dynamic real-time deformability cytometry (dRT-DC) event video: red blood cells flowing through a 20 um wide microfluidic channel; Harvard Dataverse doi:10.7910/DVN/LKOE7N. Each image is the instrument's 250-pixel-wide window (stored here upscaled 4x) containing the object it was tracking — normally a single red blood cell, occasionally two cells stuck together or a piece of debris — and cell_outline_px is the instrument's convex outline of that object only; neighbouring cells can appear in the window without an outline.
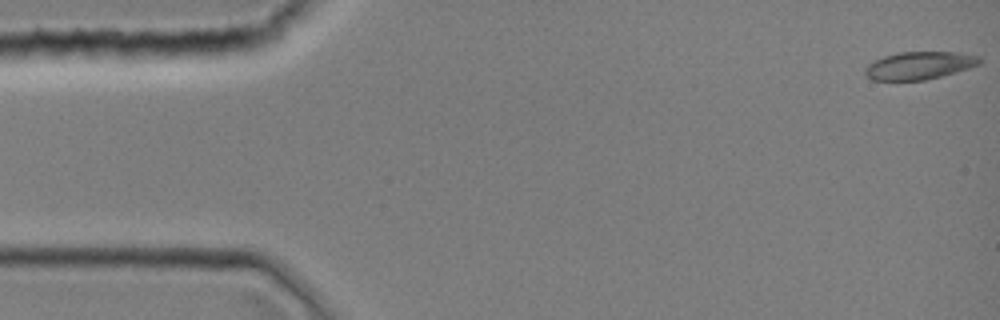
{"species": "common noctule bat (a hibernating species)", "species_latin": "Nyctalus noctula", "temperature_condition": "room temperature", "stored_images_in_passage": 44, "camera_frame_rate_fps": 3000, "um_per_image_px": 0.085, "animal": {"sex": "female", "body_mass_g": 19.0, "forearm_length_mm": 51.5}, "frame": {"image": 1, "passage_image": 1, "time_ms": 0.0, "image_size_px": [1000, 320], "cell_outline_px": [[984, 60], [980, 64], [956, 72], [924, 80], [872, 80], [864, 72], [864, 68], [868, 64], [884, 56], [896, 52], [956, 52], [980, 56]], "centroid_in_image_um": [78.16, 5.56], "position_along_channel_um": 6.8, "area_um2": 18.5}}
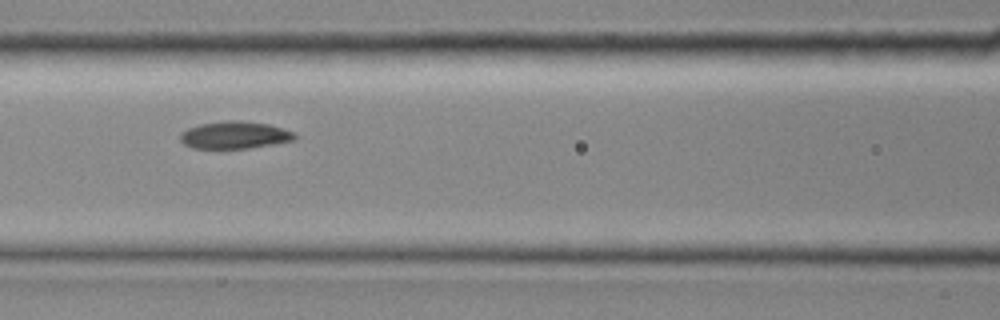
{"frame": {"image": 2, "passage_image": 19, "time_ms": 6.0, "image_size_px": [1000, 320], "cell_outline_px": [[296, 140], [276, 144], [248, 148], [192, 148], [184, 144], [180, 140], [180, 132], [188, 128], [200, 124], [228, 120], [240, 120], [268, 124], [284, 128], [296, 132]], "centroid_in_image_um": [19.99, 11.48], "position_along_channel_um": 146.6, "area_um2": 18.44}}
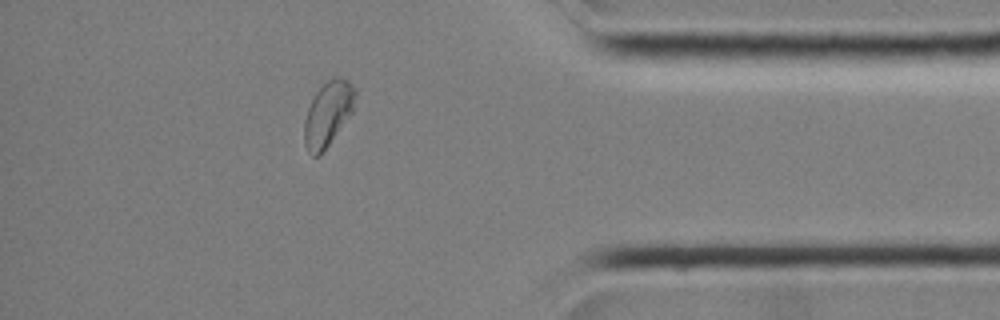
{"frame": {"image": 3, "passage_image": 38, "time_ms": 12.333, "image_size_px": [1000, 320], "cell_outline_px": [[356, 96], [352, 112], [320, 156], [312, 156], [308, 152], [304, 144], [304, 120], [308, 108], [316, 92], [332, 76], [340, 76], [348, 80], [356, 88]], "centroid_in_image_um": [27.88, 9.66], "position_along_channel_um": 407.3, "area_um2": 19.19}}